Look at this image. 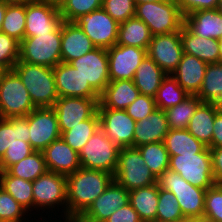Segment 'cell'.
I'll return each instance as SVG.
<instances>
[{
    "mask_svg": "<svg viewBox=\"0 0 222 222\" xmlns=\"http://www.w3.org/2000/svg\"><path fill=\"white\" fill-rule=\"evenodd\" d=\"M147 55L167 75L172 74L177 69L183 55L180 32L152 36Z\"/></svg>",
    "mask_w": 222,
    "mask_h": 222,
    "instance_id": "obj_17",
    "label": "cell"
},
{
    "mask_svg": "<svg viewBox=\"0 0 222 222\" xmlns=\"http://www.w3.org/2000/svg\"><path fill=\"white\" fill-rule=\"evenodd\" d=\"M20 42L5 33L0 32V69L2 71L13 70L19 61Z\"/></svg>",
    "mask_w": 222,
    "mask_h": 222,
    "instance_id": "obj_44",
    "label": "cell"
},
{
    "mask_svg": "<svg viewBox=\"0 0 222 222\" xmlns=\"http://www.w3.org/2000/svg\"><path fill=\"white\" fill-rule=\"evenodd\" d=\"M152 35L149 27L136 16L119 23L117 43L147 49Z\"/></svg>",
    "mask_w": 222,
    "mask_h": 222,
    "instance_id": "obj_31",
    "label": "cell"
},
{
    "mask_svg": "<svg viewBox=\"0 0 222 222\" xmlns=\"http://www.w3.org/2000/svg\"><path fill=\"white\" fill-rule=\"evenodd\" d=\"M34 151L29 142L16 139V142L7 148L0 159V171H6L11 165L18 163Z\"/></svg>",
    "mask_w": 222,
    "mask_h": 222,
    "instance_id": "obj_46",
    "label": "cell"
},
{
    "mask_svg": "<svg viewBox=\"0 0 222 222\" xmlns=\"http://www.w3.org/2000/svg\"><path fill=\"white\" fill-rule=\"evenodd\" d=\"M0 186L33 215V186L31 181L0 171Z\"/></svg>",
    "mask_w": 222,
    "mask_h": 222,
    "instance_id": "obj_33",
    "label": "cell"
},
{
    "mask_svg": "<svg viewBox=\"0 0 222 222\" xmlns=\"http://www.w3.org/2000/svg\"><path fill=\"white\" fill-rule=\"evenodd\" d=\"M29 143L35 151H43L61 137L57 116L52 107L35 108L28 114Z\"/></svg>",
    "mask_w": 222,
    "mask_h": 222,
    "instance_id": "obj_13",
    "label": "cell"
},
{
    "mask_svg": "<svg viewBox=\"0 0 222 222\" xmlns=\"http://www.w3.org/2000/svg\"><path fill=\"white\" fill-rule=\"evenodd\" d=\"M139 94L133 80L110 81L100 94L98 108L125 110Z\"/></svg>",
    "mask_w": 222,
    "mask_h": 222,
    "instance_id": "obj_26",
    "label": "cell"
},
{
    "mask_svg": "<svg viewBox=\"0 0 222 222\" xmlns=\"http://www.w3.org/2000/svg\"><path fill=\"white\" fill-rule=\"evenodd\" d=\"M217 9L222 13V0H219Z\"/></svg>",
    "mask_w": 222,
    "mask_h": 222,
    "instance_id": "obj_62",
    "label": "cell"
},
{
    "mask_svg": "<svg viewBox=\"0 0 222 222\" xmlns=\"http://www.w3.org/2000/svg\"><path fill=\"white\" fill-rule=\"evenodd\" d=\"M183 218L184 215L174 193L159 188L156 219L160 221H178Z\"/></svg>",
    "mask_w": 222,
    "mask_h": 222,
    "instance_id": "obj_42",
    "label": "cell"
},
{
    "mask_svg": "<svg viewBox=\"0 0 222 222\" xmlns=\"http://www.w3.org/2000/svg\"><path fill=\"white\" fill-rule=\"evenodd\" d=\"M158 197V183L129 191V203L142 222L156 220Z\"/></svg>",
    "mask_w": 222,
    "mask_h": 222,
    "instance_id": "obj_30",
    "label": "cell"
},
{
    "mask_svg": "<svg viewBox=\"0 0 222 222\" xmlns=\"http://www.w3.org/2000/svg\"><path fill=\"white\" fill-rule=\"evenodd\" d=\"M96 46L86 33L75 23L63 21L61 24V58L62 62L70 63Z\"/></svg>",
    "mask_w": 222,
    "mask_h": 222,
    "instance_id": "obj_22",
    "label": "cell"
},
{
    "mask_svg": "<svg viewBox=\"0 0 222 222\" xmlns=\"http://www.w3.org/2000/svg\"><path fill=\"white\" fill-rule=\"evenodd\" d=\"M62 22L59 8L40 0L26 4L25 37L52 33Z\"/></svg>",
    "mask_w": 222,
    "mask_h": 222,
    "instance_id": "obj_19",
    "label": "cell"
},
{
    "mask_svg": "<svg viewBox=\"0 0 222 222\" xmlns=\"http://www.w3.org/2000/svg\"><path fill=\"white\" fill-rule=\"evenodd\" d=\"M202 103L196 95H189L181 103L165 110L170 129H186L198 106Z\"/></svg>",
    "mask_w": 222,
    "mask_h": 222,
    "instance_id": "obj_37",
    "label": "cell"
},
{
    "mask_svg": "<svg viewBox=\"0 0 222 222\" xmlns=\"http://www.w3.org/2000/svg\"><path fill=\"white\" fill-rule=\"evenodd\" d=\"M10 175L27 181H35L47 171L42 151H34L6 170Z\"/></svg>",
    "mask_w": 222,
    "mask_h": 222,
    "instance_id": "obj_36",
    "label": "cell"
},
{
    "mask_svg": "<svg viewBox=\"0 0 222 222\" xmlns=\"http://www.w3.org/2000/svg\"><path fill=\"white\" fill-rule=\"evenodd\" d=\"M34 106L29 92L14 70L0 74V118L25 117Z\"/></svg>",
    "mask_w": 222,
    "mask_h": 222,
    "instance_id": "obj_5",
    "label": "cell"
},
{
    "mask_svg": "<svg viewBox=\"0 0 222 222\" xmlns=\"http://www.w3.org/2000/svg\"><path fill=\"white\" fill-rule=\"evenodd\" d=\"M13 70L21 78L36 108L54 106L59 96L53 68L19 60Z\"/></svg>",
    "mask_w": 222,
    "mask_h": 222,
    "instance_id": "obj_3",
    "label": "cell"
},
{
    "mask_svg": "<svg viewBox=\"0 0 222 222\" xmlns=\"http://www.w3.org/2000/svg\"><path fill=\"white\" fill-rule=\"evenodd\" d=\"M150 171L158 178L169 169L170 156L163 141L137 147Z\"/></svg>",
    "mask_w": 222,
    "mask_h": 222,
    "instance_id": "obj_39",
    "label": "cell"
},
{
    "mask_svg": "<svg viewBox=\"0 0 222 222\" xmlns=\"http://www.w3.org/2000/svg\"><path fill=\"white\" fill-rule=\"evenodd\" d=\"M67 222H74L114 180L111 173L79 168L67 175Z\"/></svg>",
    "mask_w": 222,
    "mask_h": 222,
    "instance_id": "obj_1",
    "label": "cell"
},
{
    "mask_svg": "<svg viewBox=\"0 0 222 222\" xmlns=\"http://www.w3.org/2000/svg\"><path fill=\"white\" fill-rule=\"evenodd\" d=\"M158 1H161V0H133L135 5L141 4V3H146V2H158Z\"/></svg>",
    "mask_w": 222,
    "mask_h": 222,
    "instance_id": "obj_59",
    "label": "cell"
},
{
    "mask_svg": "<svg viewBox=\"0 0 222 222\" xmlns=\"http://www.w3.org/2000/svg\"><path fill=\"white\" fill-rule=\"evenodd\" d=\"M176 222H194V218L184 217L183 219H180Z\"/></svg>",
    "mask_w": 222,
    "mask_h": 222,
    "instance_id": "obj_61",
    "label": "cell"
},
{
    "mask_svg": "<svg viewBox=\"0 0 222 222\" xmlns=\"http://www.w3.org/2000/svg\"><path fill=\"white\" fill-rule=\"evenodd\" d=\"M203 216L222 222V184H215L206 190Z\"/></svg>",
    "mask_w": 222,
    "mask_h": 222,
    "instance_id": "obj_45",
    "label": "cell"
},
{
    "mask_svg": "<svg viewBox=\"0 0 222 222\" xmlns=\"http://www.w3.org/2000/svg\"><path fill=\"white\" fill-rule=\"evenodd\" d=\"M169 170L179 173L193 186L205 190L215 185L209 147L197 154L170 156Z\"/></svg>",
    "mask_w": 222,
    "mask_h": 222,
    "instance_id": "obj_10",
    "label": "cell"
},
{
    "mask_svg": "<svg viewBox=\"0 0 222 222\" xmlns=\"http://www.w3.org/2000/svg\"><path fill=\"white\" fill-rule=\"evenodd\" d=\"M19 60L51 68L61 63V25L52 33L25 37L20 42Z\"/></svg>",
    "mask_w": 222,
    "mask_h": 222,
    "instance_id": "obj_8",
    "label": "cell"
},
{
    "mask_svg": "<svg viewBox=\"0 0 222 222\" xmlns=\"http://www.w3.org/2000/svg\"><path fill=\"white\" fill-rule=\"evenodd\" d=\"M70 64L99 95L110 82L107 49L95 48Z\"/></svg>",
    "mask_w": 222,
    "mask_h": 222,
    "instance_id": "obj_16",
    "label": "cell"
},
{
    "mask_svg": "<svg viewBox=\"0 0 222 222\" xmlns=\"http://www.w3.org/2000/svg\"><path fill=\"white\" fill-rule=\"evenodd\" d=\"M184 25L197 36L215 40L222 38V13L217 8L185 15Z\"/></svg>",
    "mask_w": 222,
    "mask_h": 222,
    "instance_id": "obj_25",
    "label": "cell"
},
{
    "mask_svg": "<svg viewBox=\"0 0 222 222\" xmlns=\"http://www.w3.org/2000/svg\"><path fill=\"white\" fill-rule=\"evenodd\" d=\"M189 94L179 85L172 74L167 75L154 97L156 107L163 111L181 103Z\"/></svg>",
    "mask_w": 222,
    "mask_h": 222,
    "instance_id": "obj_38",
    "label": "cell"
},
{
    "mask_svg": "<svg viewBox=\"0 0 222 222\" xmlns=\"http://www.w3.org/2000/svg\"><path fill=\"white\" fill-rule=\"evenodd\" d=\"M203 103L222 102V63L207 65L202 86L196 95Z\"/></svg>",
    "mask_w": 222,
    "mask_h": 222,
    "instance_id": "obj_34",
    "label": "cell"
},
{
    "mask_svg": "<svg viewBox=\"0 0 222 222\" xmlns=\"http://www.w3.org/2000/svg\"><path fill=\"white\" fill-rule=\"evenodd\" d=\"M155 109H157V107L154 97L139 94L136 100L132 102L125 111L137 122L147 117Z\"/></svg>",
    "mask_w": 222,
    "mask_h": 222,
    "instance_id": "obj_48",
    "label": "cell"
},
{
    "mask_svg": "<svg viewBox=\"0 0 222 222\" xmlns=\"http://www.w3.org/2000/svg\"><path fill=\"white\" fill-rule=\"evenodd\" d=\"M128 203L129 191L113 180L74 222H105L111 214Z\"/></svg>",
    "mask_w": 222,
    "mask_h": 222,
    "instance_id": "obj_12",
    "label": "cell"
},
{
    "mask_svg": "<svg viewBox=\"0 0 222 222\" xmlns=\"http://www.w3.org/2000/svg\"><path fill=\"white\" fill-rule=\"evenodd\" d=\"M110 81L133 80L135 71L147 55V49L116 44L107 49Z\"/></svg>",
    "mask_w": 222,
    "mask_h": 222,
    "instance_id": "obj_18",
    "label": "cell"
},
{
    "mask_svg": "<svg viewBox=\"0 0 222 222\" xmlns=\"http://www.w3.org/2000/svg\"><path fill=\"white\" fill-rule=\"evenodd\" d=\"M42 152L48 171L67 176L81 168L79 153L73 150L62 137L54 140Z\"/></svg>",
    "mask_w": 222,
    "mask_h": 222,
    "instance_id": "obj_21",
    "label": "cell"
},
{
    "mask_svg": "<svg viewBox=\"0 0 222 222\" xmlns=\"http://www.w3.org/2000/svg\"><path fill=\"white\" fill-rule=\"evenodd\" d=\"M183 16L194 11L216 9L219 0H176Z\"/></svg>",
    "mask_w": 222,
    "mask_h": 222,
    "instance_id": "obj_50",
    "label": "cell"
},
{
    "mask_svg": "<svg viewBox=\"0 0 222 222\" xmlns=\"http://www.w3.org/2000/svg\"><path fill=\"white\" fill-rule=\"evenodd\" d=\"M15 129L17 140H23L29 142V124L28 115L25 117H15Z\"/></svg>",
    "mask_w": 222,
    "mask_h": 222,
    "instance_id": "obj_54",
    "label": "cell"
},
{
    "mask_svg": "<svg viewBox=\"0 0 222 222\" xmlns=\"http://www.w3.org/2000/svg\"><path fill=\"white\" fill-rule=\"evenodd\" d=\"M169 130L165 112L157 108L147 117L136 122L133 147L164 141Z\"/></svg>",
    "mask_w": 222,
    "mask_h": 222,
    "instance_id": "obj_23",
    "label": "cell"
},
{
    "mask_svg": "<svg viewBox=\"0 0 222 222\" xmlns=\"http://www.w3.org/2000/svg\"><path fill=\"white\" fill-rule=\"evenodd\" d=\"M15 117L0 118V159L7 148L16 142Z\"/></svg>",
    "mask_w": 222,
    "mask_h": 222,
    "instance_id": "obj_49",
    "label": "cell"
},
{
    "mask_svg": "<svg viewBox=\"0 0 222 222\" xmlns=\"http://www.w3.org/2000/svg\"><path fill=\"white\" fill-rule=\"evenodd\" d=\"M32 217L30 212L0 186V222H29L31 219L28 218ZM33 220L32 218L30 222H34Z\"/></svg>",
    "mask_w": 222,
    "mask_h": 222,
    "instance_id": "obj_41",
    "label": "cell"
},
{
    "mask_svg": "<svg viewBox=\"0 0 222 222\" xmlns=\"http://www.w3.org/2000/svg\"><path fill=\"white\" fill-rule=\"evenodd\" d=\"M40 1L46 2L48 4H51L52 6H55V7L59 8V9L66 2V0H40Z\"/></svg>",
    "mask_w": 222,
    "mask_h": 222,
    "instance_id": "obj_57",
    "label": "cell"
},
{
    "mask_svg": "<svg viewBox=\"0 0 222 222\" xmlns=\"http://www.w3.org/2000/svg\"><path fill=\"white\" fill-rule=\"evenodd\" d=\"M103 0H66L60 10L63 21L74 22L80 16L102 8Z\"/></svg>",
    "mask_w": 222,
    "mask_h": 222,
    "instance_id": "obj_43",
    "label": "cell"
},
{
    "mask_svg": "<svg viewBox=\"0 0 222 222\" xmlns=\"http://www.w3.org/2000/svg\"><path fill=\"white\" fill-rule=\"evenodd\" d=\"M151 222H176V221H160V220H153V221H151Z\"/></svg>",
    "mask_w": 222,
    "mask_h": 222,
    "instance_id": "obj_63",
    "label": "cell"
},
{
    "mask_svg": "<svg viewBox=\"0 0 222 222\" xmlns=\"http://www.w3.org/2000/svg\"><path fill=\"white\" fill-rule=\"evenodd\" d=\"M105 222H142L138 213L128 203L124 207H120Z\"/></svg>",
    "mask_w": 222,
    "mask_h": 222,
    "instance_id": "obj_51",
    "label": "cell"
},
{
    "mask_svg": "<svg viewBox=\"0 0 222 222\" xmlns=\"http://www.w3.org/2000/svg\"><path fill=\"white\" fill-rule=\"evenodd\" d=\"M213 135L209 148L222 147V109L215 115Z\"/></svg>",
    "mask_w": 222,
    "mask_h": 222,
    "instance_id": "obj_53",
    "label": "cell"
},
{
    "mask_svg": "<svg viewBox=\"0 0 222 222\" xmlns=\"http://www.w3.org/2000/svg\"><path fill=\"white\" fill-rule=\"evenodd\" d=\"M209 149L212 157V172L215 184H222V147Z\"/></svg>",
    "mask_w": 222,
    "mask_h": 222,
    "instance_id": "obj_52",
    "label": "cell"
},
{
    "mask_svg": "<svg viewBox=\"0 0 222 222\" xmlns=\"http://www.w3.org/2000/svg\"><path fill=\"white\" fill-rule=\"evenodd\" d=\"M53 72L59 97L100 98V95L70 63H58Z\"/></svg>",
    "mask_w": 222,
    "mask_h": 222,
    "instance_id": "obj_20",
    "label": "cell"
},
{
    "mask_svg": "<svg viewBox=\"0 0 222 222\" xmlns=\"http://www.w3.org/2000/svg\"><path fill=\"white\" fill-rule=\"evenodd\" d=\"M207 65L208 63L197 57L183 53L172 76L189 95H197L202 86Z\"/></svg>",
    "mask_w": 222,
    "mask_h": 222,
    "instance_id": "obj_24",
    "label": "cell"
},
{
    "mask_svg": "<svg viewBox=\"0 0 222 222\" xmlns=\"http://www.w3.org/2000/svg\"><path fill=\"white\" fill-rule=\"evenodd\" d=\"M119 151L120 148L99 128L79 152L81 168L105 171L114 176Z\"/></svg>",
    "mask_w": 222,
    "mask_h": 222,
    "instance_id": "obj_7",
    "label": "cell"
},
{
    "mask_svg": "<svg viewBox=\"0 0 222 222\" xmlns=\"http://www.w3.org/2000/svg\"><path fill=\"white\" fill-rule=\"evenodd\" d=\"M6 5H26L33 0H0Z\"/></svg>",
    "mask_w": 222,
    "mask_h": 222,
    "instance_id": "obj_55",
    "label": "cell"
},
{
    "mask_svg": "<svg viewBox=\"0 0 222 222\" xmlns=\"http://www.w3.org/2000/svg\"><path fill=\"white\" fill-rule=\"evenodd\" d=\"M99 128L100 118L96 111L89 119L78 123V125L73 126L70 130L64 131L61 137L73 150L79 153Z\"/></svg>",
    "mask_w": 222,
    "mask_h": 222,
    "instance_id": "obj_35",
    "label": "cell"
},
{
    "mask_svg": "<svg viewBox=\"0 0 222 222\" xmlns=\"http://www.w3.org/2000/svg\"><path fill=\"white\" fill-rule=\"evenodd\" d=\"M114 181L128 191L157 183V178L145 165L140 151L135 147L120 148Z\"/></svg>",
    "mask_w": 222,
    "mask_h": 222,
    "instance_id": "obj_9",
    "label": "cell"
},
{
    "mask_svg": "<svg viewBox=\"0 0 222 222\" xmlns=\"http://www.w3.org/2000/svg\"><path fill=\"white\" fill-rule=\"evenodd\" d=\"M135 16L149 27L152 36L180 32L184 24V16L176 0L137 4Z\"/></svg>",
    "mask_w": 222,
    "mask_h": 222,
    "instance_id": "obj_4",
    "label": "cell"
},
{
    "mask_svg": "<svg viewBox=\"0 0 222 222\" xmlns=\"http://www.w3.org/2000/svg\"><path fill=\"white\" fill-rule=\"evenodd\" d=\"M222 108L216 103H201L186 128L198 141L207 147L211 144L215 115Z\"/></svg>",
    "mask_w": 222,
    "mask_h": 222,
    "instance_id": "obj_28",
    "label": "cell"
},
{
    "mask_svg": "<svg viewBox=\"0 0 222 222\" xmlns=\"http://www.w3.org/2000/svg\"><path fill=\"white\" fill-rule=\"evenodd\" d=\"M6 8H7V5L3 3L2 1H0V32H1L2 24H3Z\"/></svg>",
    "mask_w": 222,
    "mask_h": 222,
    "instance_id": "obj_56",
    "label": "cell"
},
{
    "mask_svg": "<svg viewBox=\"0 0 222 222\" xmlns=\"http://www.w3.org/2000/svg\"><path fill=\"white\" fill-rule=\"evenodd\" d=\"M163 142L169 156L197 154L207 147L187 129H170Z\"/></svg>",
    "mask_w": 222,
    "mask_h": 222,
    "instance_id": "obj_32",
    "label": "cell"
},
{
    "mask_svg": "<svg viewBox=\"0 0 222 222\" xmlns=\"http://www.w3.org/2000/svg\"><path fill=\"white\" fill-rule=\"evenodd\" d=\"M218 43H219L220 62L222 63V38L218 40Z\"/></svg>",
    "mask_w": 222,
    "mask_h": 222,
    "instance_id": "obj_60",
    "label": "cell"
},
{
    "mask_svg": "<svg viewBox=\"0 0 222 222\" xmlns=\"http://www.w3.org/2000/svg\"><path fill=\"white\" fill-rule=\"evenodd\" d=\"M166 76L157 63L146 55L135 71L133 82L140 94L155 97Z\"/></svg>",
    "mask_w": 222,
    "mask_h": 222,
    "instance_id": "obj_29",
    "label": "cell"
},
{
    "mask_svg": "<svg viewBox=\"0 0 222 222\" xmlns=\"http://www.w3.org/2000/svg\"><path fill=\"white\" fill-rule=\"evenodd\" d=\"M183 53L197 57L210 64L220 62L218 40L193 34L184 24L180 29Z\"/></svg>",
    "mask_w": 222,
    "mask_h": 222,
    "instance_id": "obj_27",
    "label": "cell"
},
{
    "mask_svg": "<svg viewBox=\"0 0 222 222\" xmlns=\"http://www.w3.org/2000/svg\"><path fill=\"white\" fill-rule=\"evenodd\" d=\"M26 5H7L1 32L21 42L25 38Z\"/></svg>",
    "mask_w": 222,
    "mask_h": 222,
    "instance_id": "obj_40",
    "label": "cell"
},
{
    "mask_svg": "<svg viewBox=\"0 0 222 222\" xmlns=\"http://www.w3.org/2000/svg\"><path fill=\"white\" fill-rule=\"evenodd\" d=\"M194 222H214V221L203 216V217L194 218Z\"/></svg>",
    "mask_w": 222,
    "mask_h": 222,
    "instance_id": "obj_58",
    "label": "cell"
},
{
    "mask_svg": "<svg viewBox=\"0 0 222 222\" xmlns=\"http://www.w3.org/2000/svg\"><path fill=\"white\" fill-rule=\"evenodd\" d=\"M98 102L99 98L59 97L52 108L61 134L89 119L97 111Z\"/></svg>",
    "mask_w": 222,
    "mask_h": 222,
    "instance_id": "obj_15",
    "label": "cell"
},
{
    "mask_svg": "<svg viewBox=\"0 0 222 222\" xmlns=\"http://www.w3.org/2000/svg\"><path fill=\"white\" fill-rule=\"evenodd\" d=\"M91 39L96 48L116 45L119 23L103 8L84 14L74 21Z\"/></svg>",
    "mask_w": 222,
    "mask_h": 222,
    "instance_id": "obj_11",
    "label": "cell"
},
{
    "mask_svg": "<svg viewBox=\"0 0 222 222\" xmlns=\"http://www.w3.org/2000/svg\"><path fill=\"white\" fill-rule=\"evenodd\" d=\"M32 186H33V216L37 215L36 217L34 216L35 219L34 221L37 220L38 222H49L50 220V222H67L66 176L47 170L44 174H42L35 181L32 182ZM34 210H36V212ZM57 211L58 212L60 211L59 212L60 216L58 215ZM44 212H46L45 213L46 215L48 214L47 217L48 219L43 215ZM56 215L58 216L57 218L59 219L56 218ZM61 219L64 221H62Z\"/></svg>",
    "mask_w": 222,
    "mask_h": 222,
    "instance_id": "obj_2",
    "label": "cell"
},
{
    "mask_svg": "<svg viewBox=\"0 0 222 222\" xmlns=\"http://www.w3.org/2000/svg\"><path fill=\"white\" fill-rule=\"evenodd\" d=\"M102 8L118 23L135 16L133 0H103Z\"/></svg>",
    "mask_w": 222,
    "mask_h": 222,
    "instance_id": "obj_47",
    "label": "cell"
},
{
    "mask_svg": "<svg viewBox=\"0 0 222 222\" xmlns=\"http://www.w3.org/2000/svg\"><path fill=\"white\" fill-rule=\"evenodd\" d=\"M157 183L159 188L174 193L184 217H203L205 189L193 186L183 179L179 173L169 169L157 178Z\"/></svg>",
    "mask_w": 222,
    "mask_h": 222,
    "instance_id": "obj_6",
    "label": "cell"
},
{
    "mask_svg": "<svg viewBox=\"0 0 222 222\" xmlns=\"http://www.w3.org/2000/svg\"><path fill=\"white\" fill-rule=\"evenodd\" d=\"M100 128L119 148L133 147L136 121L125 110L97 108Z\"/></svg>",
    "mask_w": 222,
    "mask_h": 222,
    "instance_id": "obj_14",
    "label": "cell"
}]
</instances>
